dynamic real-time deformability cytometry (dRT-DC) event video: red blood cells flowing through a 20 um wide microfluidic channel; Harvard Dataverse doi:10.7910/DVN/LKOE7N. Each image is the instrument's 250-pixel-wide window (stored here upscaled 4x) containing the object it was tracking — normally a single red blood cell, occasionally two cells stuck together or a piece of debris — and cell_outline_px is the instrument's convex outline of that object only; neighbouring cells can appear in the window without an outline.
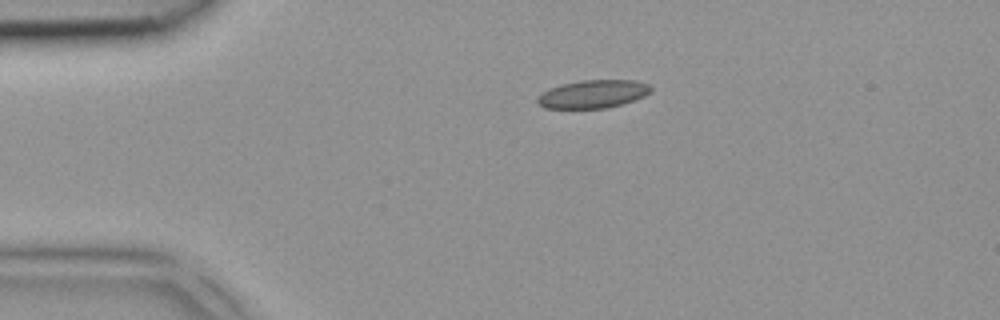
{"species": "common noctule bat (a hibernating species)", "species_latin": "Nyctalus noctula", "temperature_condition": "room temperature", "stored_images_in_passage": 3, "camera_frame_rate_fps": 3000, "um_per_image_px": 0.085, "animal": {"sex": "female", "body_mass_g": 18.4}, "frame": {"image": 1, "passage_image": 1, "time_ms": 0.0, "image_size_px": [1000, 320], "cell_outline_px": [[652, 92], [644, 96], [608, 108], [544, 108], [536, 100], [536, 96], [540, 92], [548, 88], [560, 84], [580, 80], [632, 80], [648, 84], [652, 88]], "centroid_in_image_um": [50.35, 7.98], "position_along_channel_um": 34.6, "area_um2": 18.67}}